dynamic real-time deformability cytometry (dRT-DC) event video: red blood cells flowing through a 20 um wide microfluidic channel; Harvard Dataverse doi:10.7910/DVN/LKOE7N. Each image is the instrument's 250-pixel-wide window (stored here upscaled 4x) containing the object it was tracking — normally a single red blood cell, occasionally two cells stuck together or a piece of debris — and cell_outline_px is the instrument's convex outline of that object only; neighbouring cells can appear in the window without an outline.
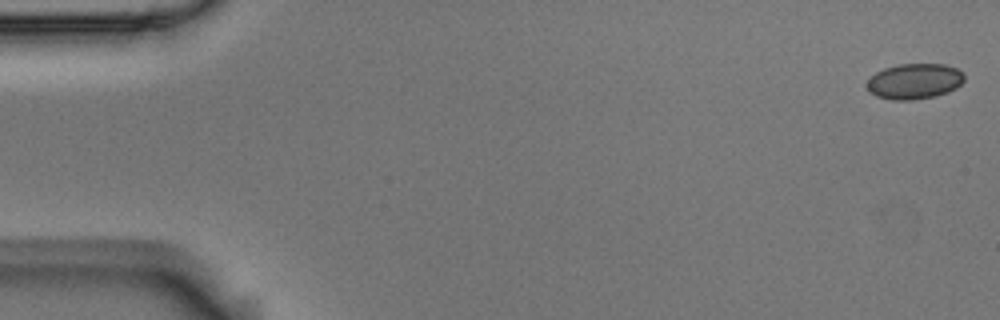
{"species": "Egyptian fruit bat (a non-hibernating species)", "species_latin": "Rousettus aegyptiacus", "temperature_condition": "room temperature", "stored_images_in_passage": 56, "camera_frame_rate_fps": 3000, "um_per_image_px": 0.085, "animal": {"sex": "male"}, "frame": {"image": 1, "passage_image": 1, "time_ms": 0.0, "image_size_px": [1000, 320], "cell_outline_px": [[964, 80], [956, 88], [948, 92], [936, 96], [912, 100], [892, 100], [876, 96], [868, 92], [864, 84], [876, 72], [884, 68], [900, 64], [944, 64], [956, 68], [964, 76]], "centroid_in_image_um": [77.68, 6.92], "position_along_channel_um": 7.3, "area_um2": 20.29}}
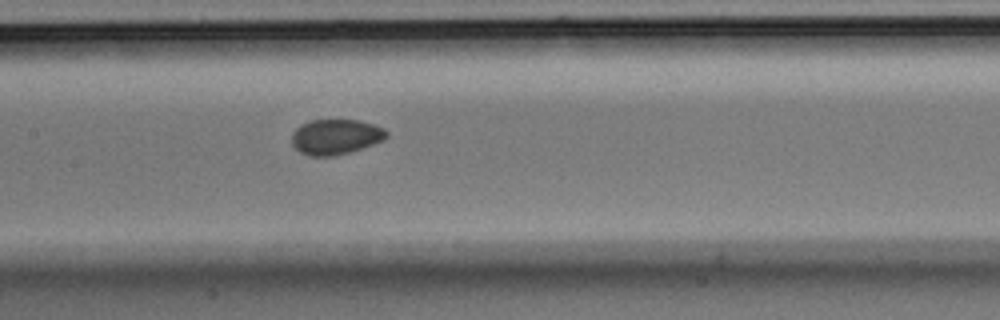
{"frame": {"image": 2, "passage_image": 27, "time_ms": 8.667, "image_size_px": [1000, 320], "cell_outline_px": [[388, 136], [384, 140], [348, 152], [332, 156], [308, 156], [300, 152], [292, 144], [292, 132], [300, 124], [312, 120], [360, 120], [384, 128], [388, 132]], "centroid_in_image_um": [28.51, 11.62], "position_along_channel_um": 178.9, "area_um2": 19.42}}
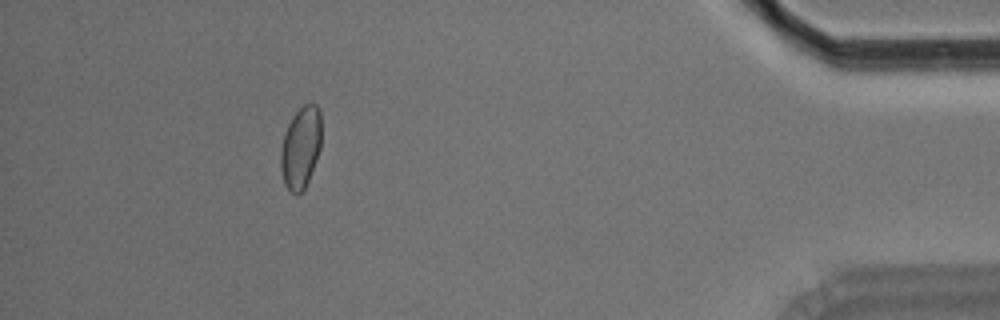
{"frame": {"image": 3, "passage_image": 51, "time_ms": 16.667, "image_size_px": [1000, 320], "cell_outline_px": [[320, 148], [316, 160], [308, 180], [304, 188], [296, 196], [284, 184], [280, 168], [280, 148], [284, 132], [292, 116], [304, 104], [316, 104], [320, 112]], "centroid_in_image_um": [25.53, 12.54], "position_along_channel_um": 409.7, "area_um2": 19.36}}